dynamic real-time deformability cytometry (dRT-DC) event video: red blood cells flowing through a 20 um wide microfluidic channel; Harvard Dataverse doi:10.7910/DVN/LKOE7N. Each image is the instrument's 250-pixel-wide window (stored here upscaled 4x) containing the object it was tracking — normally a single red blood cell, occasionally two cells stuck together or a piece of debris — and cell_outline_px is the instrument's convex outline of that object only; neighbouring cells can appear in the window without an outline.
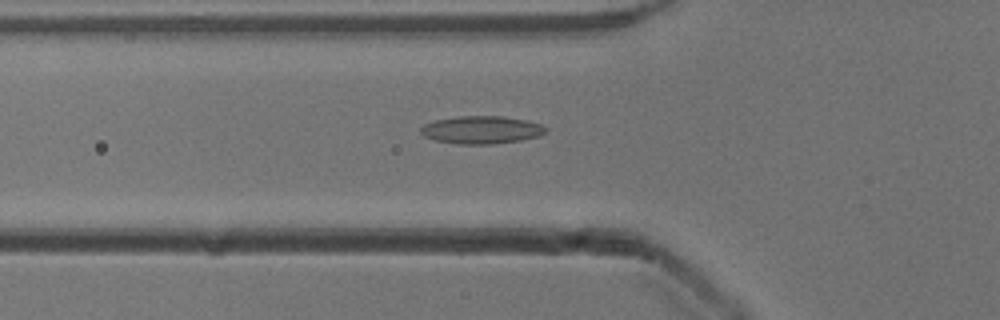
{"species": "common noctule bat (a hibernating species)", "species_latin": "Nyctalus noctula", "temperature_condition": "cold", "stored_images_in_passage": 38, "camera_frame_rate_fps": 3000, "um_per_image_px": 0.085, "animal": {"sex": "male", "body_mass_g": 13.3}, "frame": {"image": 1, "passage_image": 4, "time_ms": 1.0, "image_size_px": [1000, 320], "cell_outline_px": [[548, 132], [540, 136], [520, 140], [492, 144], [460, 144], [436, 140], [424, 136], [420, 132], [420, 128], [424, 124], [432, 120], [456, 116], [504, 116], [524, 120], [540, 124], [548, 128]], "centroid_in_image_um": [40.92, 11.03], "position_along_channel_um": 84.9, "area_um2": 20.35}}
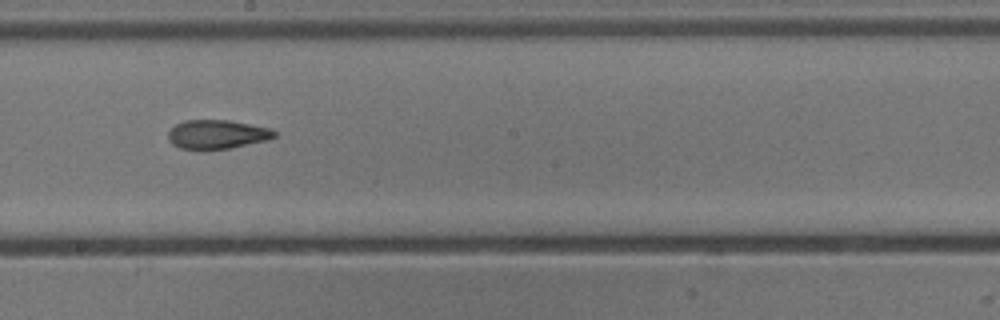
{"frame": {"image": 2, "passage_image": 15, "time_ms": 4.667, "image_size_px": [1000, 320], "cell_outline_px": [[276, 136], [268, 140], [228, 148], [180, 148], [172, 144], [168, 140], [168, 132], [176, 124], [184, 120], [228, 120], [272, 128], [276, 132]], "centroid_in_image_um": [18.47, 11.4], "position_along_channel_um": 229.7, "area_um2": 17.69}}
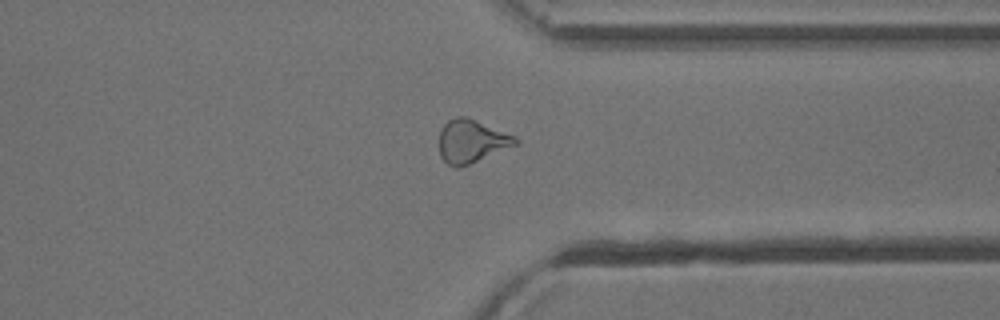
{"frame": {"image": 3, "passage_image": 26, "time_ms": 8.333, "image_size_px": [1000, 320], "cell_outline_px": [[520, 144], [468, 164], [456, 168], [448, 164], [440, 156], [440, 128], [448, 120], [456, 116], [468, 116], [516, 136], [520, 140]], "centroid_in_image_um": [40.11, 11.98], "position_along_channel_um": 371.3, "area_um2": 19.36}, "authors_computed_cell_mechanics": {"area_um2": 18.9295, "velocity_mm_per_s": 3.9197, "shape_relaxation_time_tau1_ms": null, "shape_relaxation_time_tau2_ms": 4.4259, "deformation_change_tau1": null, "deformation_change_tau2": 0.1288}}